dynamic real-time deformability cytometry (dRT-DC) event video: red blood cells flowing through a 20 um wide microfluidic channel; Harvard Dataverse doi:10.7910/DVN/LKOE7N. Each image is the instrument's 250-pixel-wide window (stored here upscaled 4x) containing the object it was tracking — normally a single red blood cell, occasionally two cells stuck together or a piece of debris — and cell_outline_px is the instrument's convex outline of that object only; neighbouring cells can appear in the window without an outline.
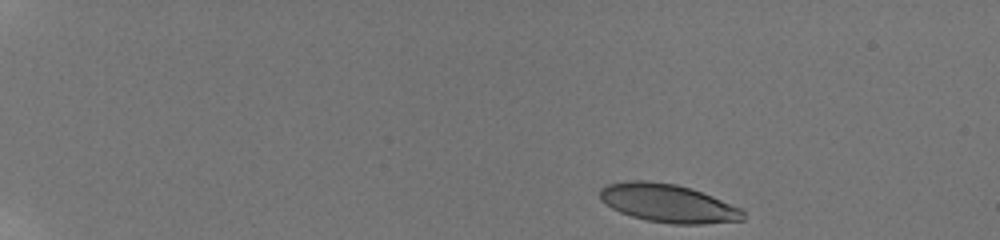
{"species": "human", "species_latin": "Homo sapiens", "temperature_condition": "room temperature", "stored_images_in_passage": 48, "camera_frame_rate_fps": 3000, "um_per_image_px": 0.085, "donor": {"sex": "male"}, "frame": {"image": 1, "passage_image": 1, "time_ms": 0.0, "image_size_px": [1000, 240], "cell_outline_px": [[744, 220], [704, 224], [672, 224], [648, 220], [632, 216], [620, 212], [604, 204], [600, 200], [600, 188], [608, 184], [628, 180], [648, 180], [676, 184], [692, 188], [744, 208]], "centroid_in_image_um": [56.81, 17.27], "position_along_channel_um": 28.2, "area_um2": 32.31}}
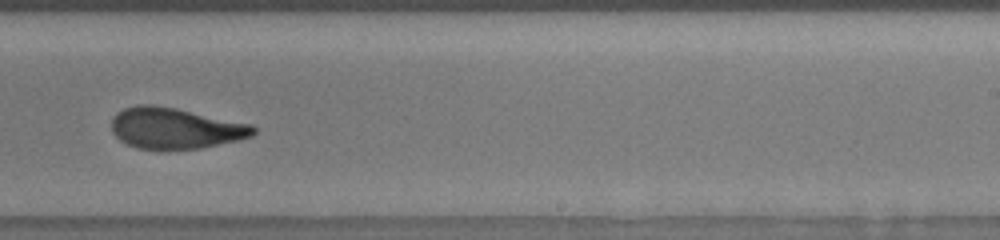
{"frame": {"image": 2, "passage_image": 31, "time_ms": 10.0, "image_size_px": [1000, 240], "cell_outline_px": [[256, 132], [252, 136], [240, 140], [200, 148], [136, 148], [120, 140], [112, 132], [112, 116], [116, 112], [124, 108], [140, 104], [152, 104], [176, 108], [252, 124], [256, 128]], "centroid_in_image_um": [14.9, 10.88], "position_along_channel_um": 274.1, "area_um2": 33.76}}
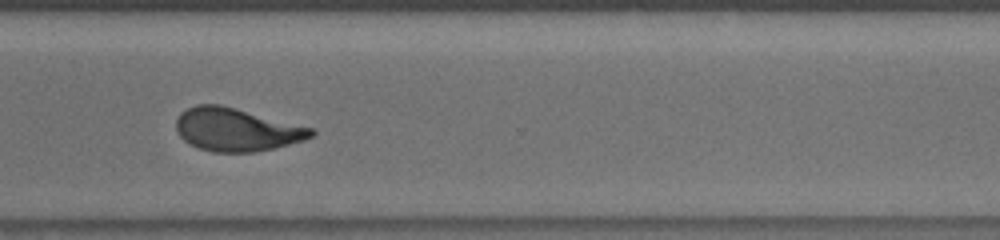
{"frame": {"image": 3, "passage_image": 37, "time_ms": 12.0, "image_size_px": [1000, 240], "cell_outline_px": [[316, 132], [312, 136], [304, 140], [272, 148], [252, 152], [212, 152], [200, 148], [184, 140], [180, 136], [176, 128], [176, 120], [180, 112], [196, 104], [220, 104], [312, 128]], "centroid_in_image_um": [20.07, 11.01], "position_along_channel_um": 350.5, "area_um2": 33.47}, "authors_computed_cell_mechanics": {"area_um2": 33.7552, "velocity_mm_per_s": 3.8131, "shape_relaxation_time_tau1_ms": 7.7602, "shape_relaxation_time_tau2_ms": 1.7524, "deformation_change_tau1": 0.2464, "deformation_change_tau2": 0.0909}}